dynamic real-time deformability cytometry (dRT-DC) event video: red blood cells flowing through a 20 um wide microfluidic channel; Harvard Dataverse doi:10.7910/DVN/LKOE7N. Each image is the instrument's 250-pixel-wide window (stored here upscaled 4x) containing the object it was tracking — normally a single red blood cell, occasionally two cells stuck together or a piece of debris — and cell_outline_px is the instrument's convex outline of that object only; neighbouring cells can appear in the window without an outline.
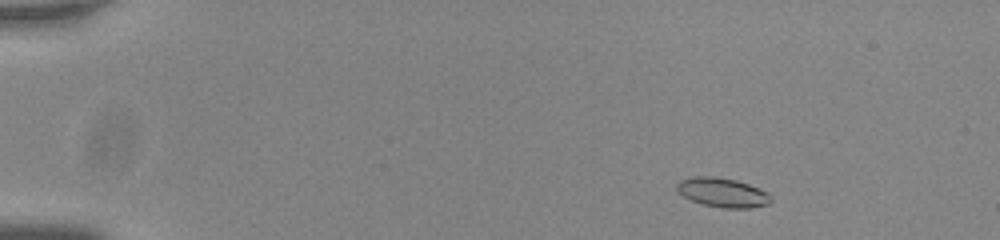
{"species": "common noctule bat (a hibernating species)", "species_latin": "Nyctalus noctula", "temperature_condition": "room temperature", "stored_images_in_passage": 29, "camera_frame_rate_fps": 3000, "um_per_image_px": 0.085, "animal": {"sex": "male", "body_mass_g": 20.0, "forearm_length_mm": 53.3}, "frame": {"image": 1, "passage_image": 3, "time_ms": 0.667, "image_size_px": [1000, 240], "cell_outline_px": [[772, 200], [768, 204], [752, 208], [724, 208], [700, 204], [676, 192], [676, 184], [680, 180], [696, 176], [712, 176], [736, 180], [760, 188], [768, 192], [772, 196]], "centroid_in_image_um": [61.43, 16.37], "position_along_channel_um": 23.6, "area_um2": 16.24}}
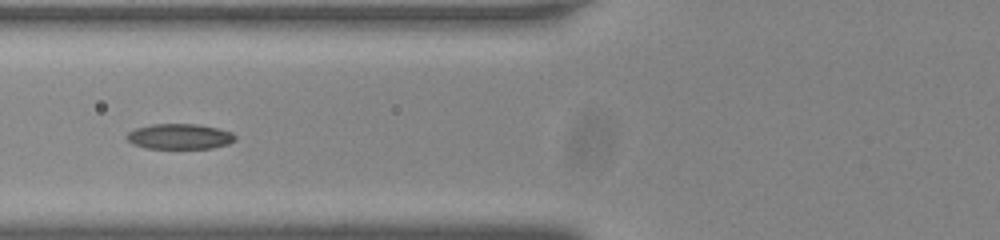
{"frame": {"image": 2, "passage_image": 18, "time_ms": 5.667, "image_size_px": [1000, 240], "cell_outline_px": [[236, 140], [228, 144], [212, 148], [144, 148], [132, 144], [128, 140], [128, 132], [136, 128], [152, 124], [196, 124], [216, 128], [232, 132], [236, 136]], "centroid_in_image_um": [15.28, 11.6], "position_along_channel_um": 110.5, "area_um2": 15.95}}
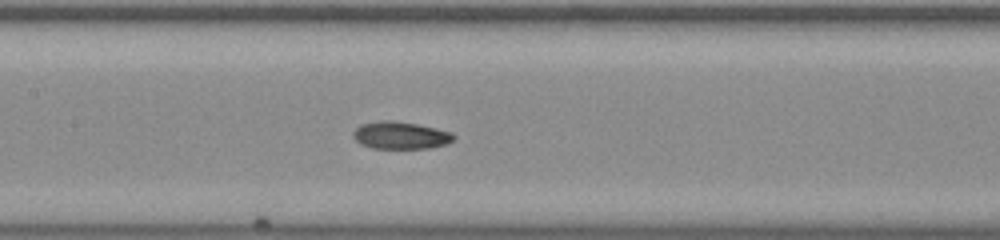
{"frame": {"image": 3, "passage_image": 23, "time_ms": 7.333, "image_size_px": [1000, 240], "cell_outline_px": [[456, 136], [448, 144], [432, 148], [372, 148], [360, 144], [352, 136], [352, 132], [360, 124], [380, 120], [392, 120], [416, 124], [436, 128], [452, 132]], "centroid_in_image_um": [34.04, 11.5], "position_along_channel_um": 173.4, "area_um2": 16.18}}